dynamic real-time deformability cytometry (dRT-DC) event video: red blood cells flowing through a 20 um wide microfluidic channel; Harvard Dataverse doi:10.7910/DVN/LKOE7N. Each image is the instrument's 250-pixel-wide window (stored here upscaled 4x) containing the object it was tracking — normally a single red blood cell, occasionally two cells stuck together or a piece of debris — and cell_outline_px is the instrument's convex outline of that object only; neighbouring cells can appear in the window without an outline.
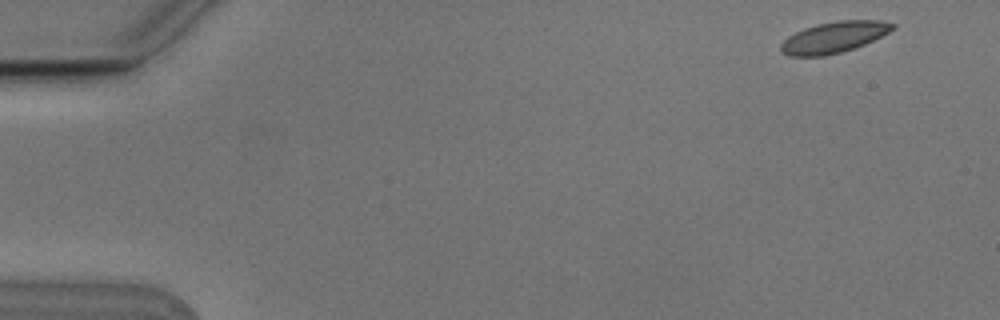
{"species": "Egyptian fruit bat (a non-hibernating species)", "species_latin": "Rousettus aegyptiacus", "temperature_condition": "cold", "stored_images_in_passage": 8, "camera_frame_rate_fps": 3000, "um_per_image_px": 0.085, "animal": {"sex": "male"}, "frame": {"image": 1, "passage_image": 1, "time_ms": 0.0, "image_size_px": [1000, 320], "cell_outline_px": [[896, 28], [864, 44], [840, 52], [824, 56], [788, 56], [780, 52], [780, 44], [788, 36], [804, 28], [816, 24], [836, 20], [880, 20], [896, 24]], "centroid_in_image_um": [70.85, 3.16], "position_along_channel_um": 14.1, "area_um2": 20.23}}
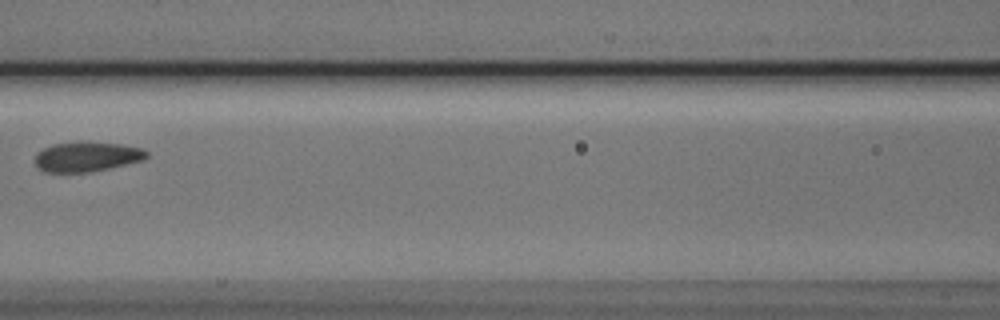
{"frame": {"image": 2, "passage_image": 7, "time_ms": 2.0, "image_size_px": [1000, 320], "cell_outline_px": [[148, 156], [144, 160], [108, 168], [88, 172], [44, 172], [36, 168], [36, 152], [52, 144], [80, 140], [84, 140], [120, 144], [144, 148], [148, 152]], "centroid_in_image_um": [7.37, 13.29], "position_along_channel_um": 159.2, "area_um2": 19.83}}
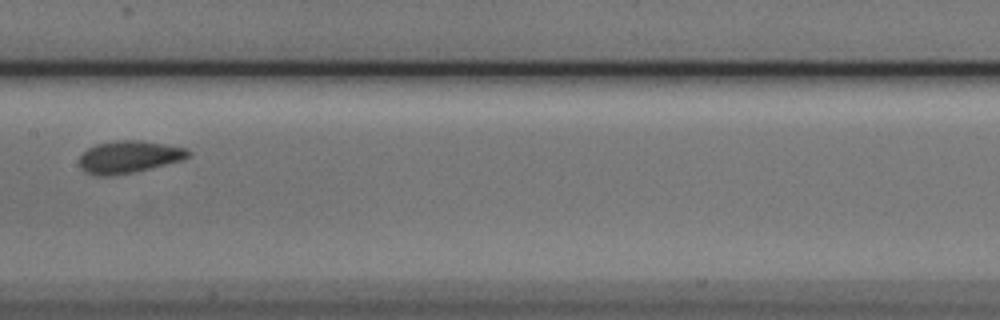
{"frame": {"image": 3, "passage_image": 8, "time_ms": 2.333, "image_size_px": [1000, 320], "cell_outline_px": [[192, 156], [184, 160], [132, 172], [112, 176], [96, 176], [84, 172], [80, 168], [80, 156], [88, 148], [96, 144], [116, 140], [140, 140], [164, 144], [184, 148], [192, 152]], "centroid_in_image_um": [10.96, 13.34], "position_along_channel_um": 196.4, "area_um2": 20.58}}